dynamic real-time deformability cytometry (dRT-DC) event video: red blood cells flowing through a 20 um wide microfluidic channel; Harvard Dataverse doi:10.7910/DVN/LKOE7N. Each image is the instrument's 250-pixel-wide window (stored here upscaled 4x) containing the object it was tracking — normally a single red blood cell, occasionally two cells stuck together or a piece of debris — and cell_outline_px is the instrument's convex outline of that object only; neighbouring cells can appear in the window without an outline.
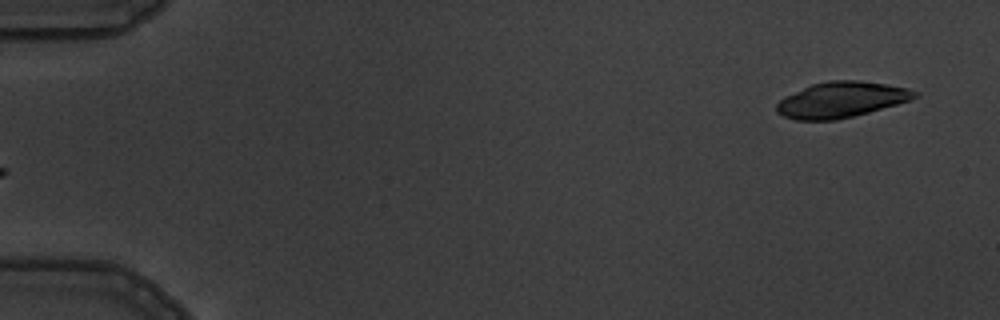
{"species": "common noctule bat (a hibernating species)", "species_latin": "Nyctalus noctula", "temperature_condition": "warm", "stored_images_in_passage": 3, "segment_of_instrument_passage": [2, 2], "camera_frame_rate_fps": 3000, "um_per_image_px": 0.085, "animal": {"sex": "male", "body_mass_g": 19.5, "forearm_length_mm": 54.6}, "frame": {"image": 1, "passage_image": 3, "time_ms": 2.333, "image_size_px": [1000, 320], "cell_outline_px": [[920, 96], [912, 100], [868, 112], [836, 120], [796, 120], [784, 116], [776, 112], [776, 104], [784, 96], [812, 84], [828, 80], [860, 80], [888, 84], [908, 88], [920, 92]], "centroid_in_image_um": [71.54, 8.46], "position_along_channel_um": 13.5, "area_um2": 28.9}}